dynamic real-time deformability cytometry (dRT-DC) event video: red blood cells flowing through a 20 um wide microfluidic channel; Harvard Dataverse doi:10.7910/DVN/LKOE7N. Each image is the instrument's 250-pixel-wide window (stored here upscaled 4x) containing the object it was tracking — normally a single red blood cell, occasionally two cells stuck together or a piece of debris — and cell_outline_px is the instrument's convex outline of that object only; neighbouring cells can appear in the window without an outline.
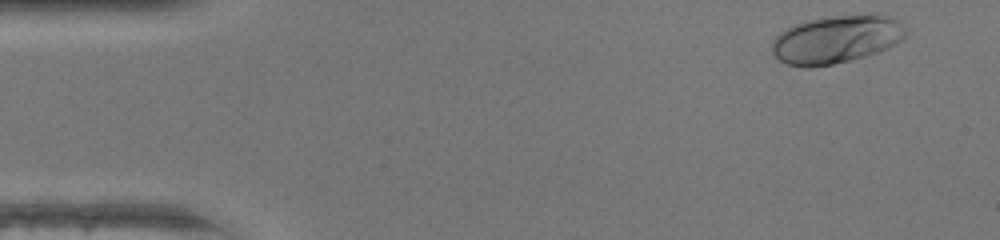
{"species": "human", "species_latin": "Homo sapiens", "temperature_condition": "warm", "stored_images_in_passage": 37, "camera_frame_rate_fps": 3000, "um_per_image_px": 0.085, "donor": {"sex": "female"}, "frame": {"image": 1, "passage_image": 2, "time_ms": 0.333, "image_size_px": [1000, 240], "cell_outline_px": [[908, 32], [896, 44], [888, 48], [864, 56], [832, 64], [812, 68], [804, 68], [788, 64], [780, 60], [772, 52], [772, 40], [780, 32], [796, 24], [808, 20], [832, 16], [868, 12], [880, 12], [892, 16], [900, 20]], "centroid_in_image_um": [71.15, 3.3], "position_along_channel_um": 13.9, "area_um2": 37.97}}
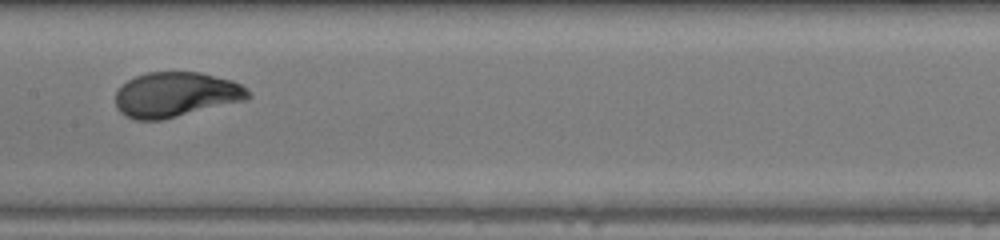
{"frame": {"image": 2, "passage_image": 22, "time_ms": 7.0, "image_size_px": [1000, 240], "cell_outline_px": [[252, 96], [248, 100], [164, 120], [136, 120], [124, 116], [116, 108], [116, 92], [128, 80], [136, 76], [148, 72], [200, 72], [232, 80], [248, 88]], "centroid_in_image_um": [14.99, 8.06], "position_along_channel_um": 192.4, "area_um2": 35.2}}
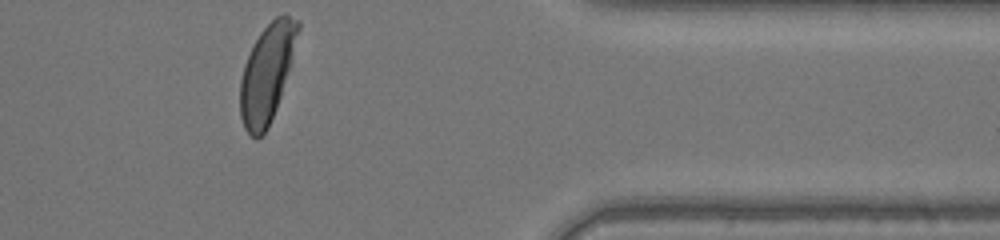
{"frame": {"image": 3, "passage_image": 37, "time_ms": 12.0, "image_size_px": [1000, 240], "cell_outline_px": [[300, 28], [280, 96], [276, 108], [268, 128], [256, 140], [244, 128], [240, 116], [240, 80], [244, 64], [260, 32], [276, 16], [284, 12], [300, 20]], "centroid_in_image_um": [22.68, 6.2], "position_along_channel_um": 388.7, "area_um2": 32.43}, "authors_computed_cell_mechanics": {"area_um2": 34.6222, "velocity_mm_per_s": 4.3916, "shape_relaxation_time_tau1_ms": 2.4807, "shape_relaxation_time_tau2_ms": null, "deformation_change_tau1": 0.1786, "deformation_change_tau2": null}}